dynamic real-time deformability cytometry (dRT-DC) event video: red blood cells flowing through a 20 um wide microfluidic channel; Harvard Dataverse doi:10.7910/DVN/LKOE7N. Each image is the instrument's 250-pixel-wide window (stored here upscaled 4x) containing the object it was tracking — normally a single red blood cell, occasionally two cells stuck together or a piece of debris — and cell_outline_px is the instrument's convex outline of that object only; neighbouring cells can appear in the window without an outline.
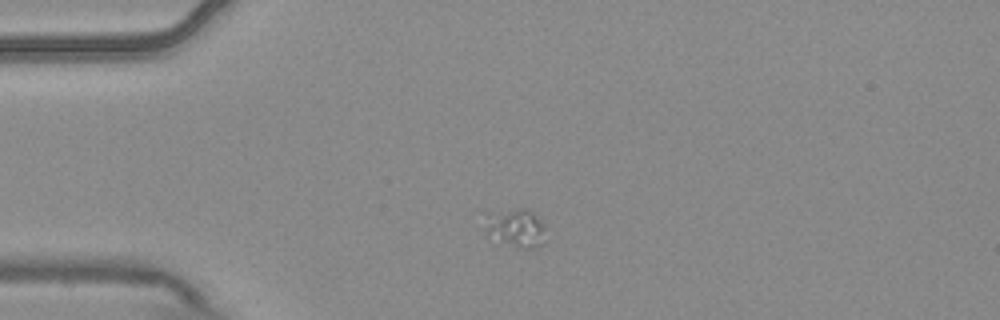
{"species": "common noctule bat (a hibernating species)", "species_latin": "Nyctalus noctula", "temperature_condition": "warm", "stored_images_in_passage": 7, "camera_frame_rate_fps": 3000, "um_per_image_px": 0.085, "animal": {"sex": "male", "body_mass_g": 20.4}, "frame": {"image": 1, "passage_image": 5, "time_ms": 1.333, "image_size_px": [1000, 320], "cell_outline_px": [[544, 228], [540, 244], [532, 248], [524, 248], [488, 232], [488, 228], [492, 216], [520, 208], [528, 208], [544, 224]], "centroid_in_image_um": [44.03, 19.35], "position_along_channel_um": 41.0, "area_um2": 11.5}}
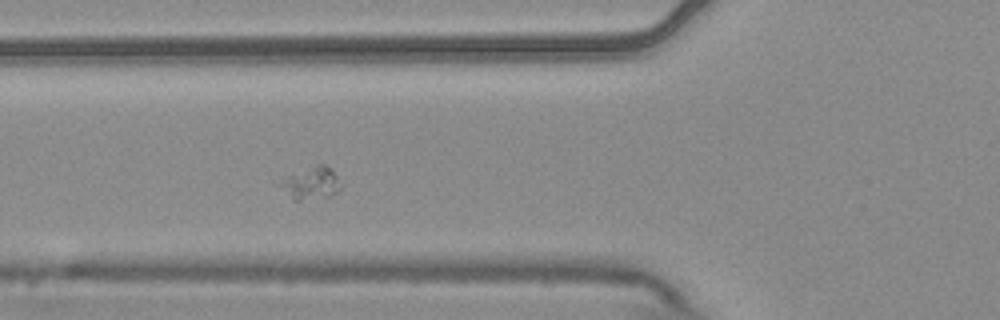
{"frame": {"image": 2, "passage_image": 7, "time_ms": 2.0, "image_size_px": [1000, 320], "cell_outline_px": [[340, 188], [336, 192], [328, 196], [300, 200], [292, 200], [284, 184], [284, 180], [288, 176], [316, 164], [324, 164], [336, 176]], "centroid_in_image_um": [26.51, 15.57], "position_along_channel_um": 99.3, "area_um2": 10.4}}